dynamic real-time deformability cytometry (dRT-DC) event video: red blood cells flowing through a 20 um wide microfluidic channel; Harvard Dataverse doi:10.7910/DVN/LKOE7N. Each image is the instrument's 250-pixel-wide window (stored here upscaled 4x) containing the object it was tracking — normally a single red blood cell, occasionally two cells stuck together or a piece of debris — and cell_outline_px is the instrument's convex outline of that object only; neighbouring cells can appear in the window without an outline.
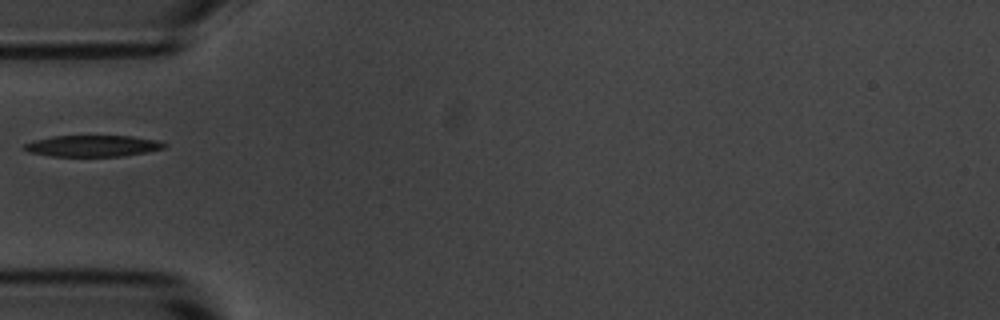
{"species": "common noctule bat (a hibernating species)", "species_latin": "Nyctalus noctula", "temperature_condition": "room temperature", "stored_images_in_passage": 1, "camera_frame_rate_fps": 3000, "um_per_image_px": 0.085, "animal": {"sex": "male", "body_mass_g": 20.1, "forearm_length_mm": 53.5}, "frame": {"image": 1, "passage_image": 1, "time_ms": 0.0, "image_size_px": [1000, 320], "cell_outline_px": [[168, 144], [164, 148], [144, 152], [120, 156], [52, 156], [28, 152], [24, 148], [24, 144], [36, 140], [52, 136], [132, 136], [160, 140]], "centroid_in_image_um": [7.91, 12.39], "position_along_channel_um": 77.1, "area_um2": 17.28}}